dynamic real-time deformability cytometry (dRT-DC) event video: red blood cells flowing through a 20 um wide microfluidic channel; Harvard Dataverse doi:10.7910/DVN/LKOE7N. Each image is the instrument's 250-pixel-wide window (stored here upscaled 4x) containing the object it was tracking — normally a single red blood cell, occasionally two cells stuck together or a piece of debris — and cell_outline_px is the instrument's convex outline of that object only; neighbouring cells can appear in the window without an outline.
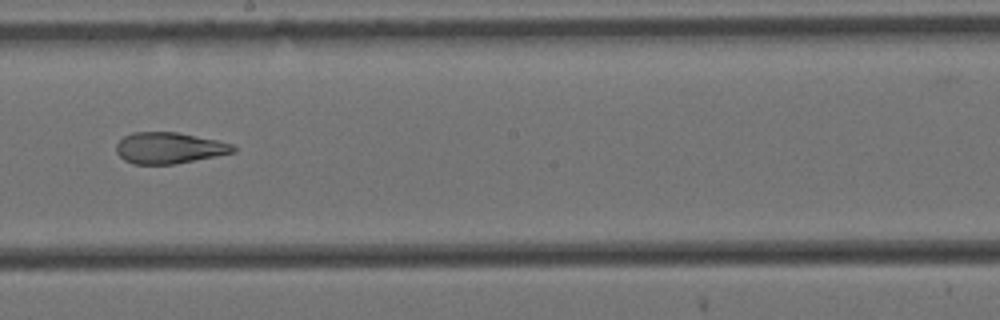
{"species": "Egyptian fruit bat (a non-hibernating species)", "species_latin": "Rousettus aegyptiacus", "temperature_condition": "cold", "stored_images_in_passage": 10, "camera_frame_rate_fps": 3000, "um_per_image_px": 0.085, "animal": {"sex": "female"}, "frame": {"image": 1, "passage_image": 9, "time_ms": 2.667, "image_size_px": [1000, 320], "cell_outline_px": [[236, 152], [216, 156], [172, 164], [132, 164], [124, 160], [116, 152], [116, 144], [124, 136], [132, 132], [176, 132], [216, 140], [232, 144], [236, 148]], "centroid_in_image_um": [14.35, 12.58], "position_along_channel_um": 233.9, "area_um2": 21.15}}
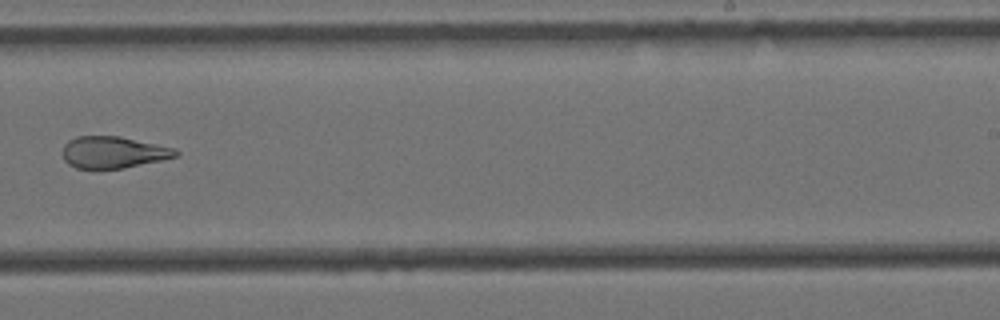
{"frame": {"image": 2, "passage_image": 10, "time_ms": 3.0, "image_size_px": [1000, 320], "cell_outline_px": [[180, 156], [124, 168], [76, 168], [68, 164], [64, 160], [64, 144], [68, 140], [76, 136], [120, 136], [176, 148], [180, 152]], "centroid_in_image_um": [9.67, 12.93], "position_along_channel_um": 279.3, "area_um2": 20.98}}